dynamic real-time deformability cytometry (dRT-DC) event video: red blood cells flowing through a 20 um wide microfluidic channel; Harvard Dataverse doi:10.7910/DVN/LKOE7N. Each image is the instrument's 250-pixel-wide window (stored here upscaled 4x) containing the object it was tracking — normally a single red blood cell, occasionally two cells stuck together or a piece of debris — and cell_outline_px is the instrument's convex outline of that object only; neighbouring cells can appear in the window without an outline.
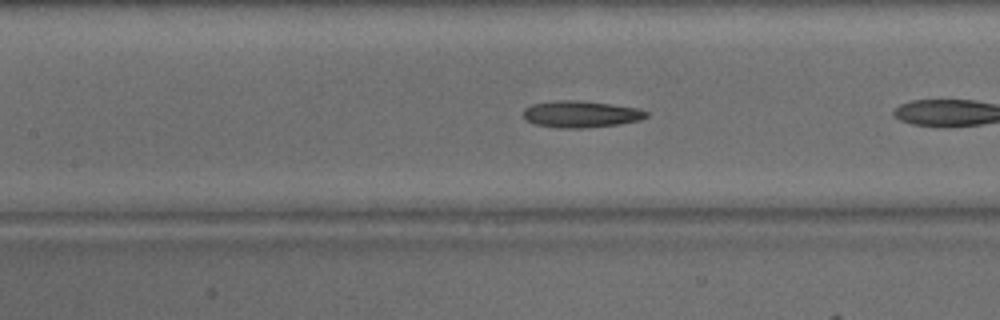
{"species": "common noctule bat (a hibernating species)", "species_latin": "Nyctalus noctula", "temperature_condition": "warm", "stored_images_in_passage": 16, "camera_frame_rate_fps": 3000, "um_per_image_px": 0.085, "animal": {"sex": "male", "body_mass_g": 15.6}, "frame": {"image": 1, "passage_image": 5, "time_ms": 1.333, "image_size_px": [1000, 320], "cell_outline_px": [[648, 116], [640, 120], [620, 124], [584, 128], [556, 128], [532, 124], [524, 120], [524, 108], [532, 104], [556, 100], [580, 100], [612, 104], [640, 108], [648, 112]], "centroid_in_image_um": [49.36, 9.7], "position_along_channel_um": 158.0, "area_um2": 19.48}}
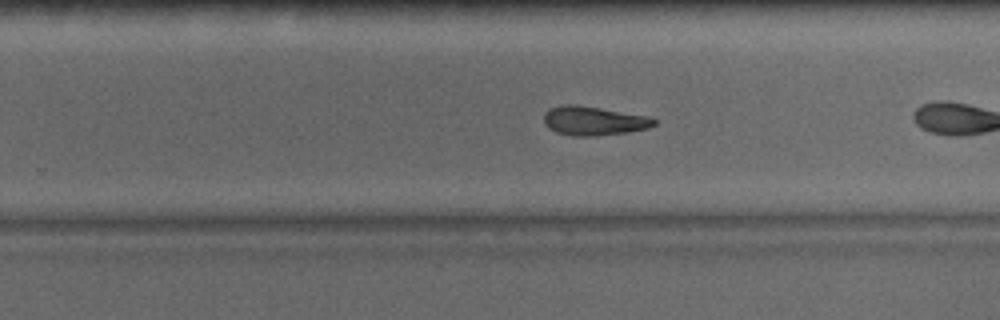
{"frame": {"image": 2, "passage_image": 14, "time_ms": 4.333, "image_size_px": [1000, 320], "cell_outline_px": [[656, 124], [648, 128], [628, 132], [596, 136], [572, 136], [556, 132], [548, 128], [544, 124], [544, 112], [548, 108], [560, 104], [576, 104], [648, 116], [656, 120]], "centroid_in_image_um": [50.41, 10.26], "position_along_channel_um": 279.4, "area_um2": 18.84}}